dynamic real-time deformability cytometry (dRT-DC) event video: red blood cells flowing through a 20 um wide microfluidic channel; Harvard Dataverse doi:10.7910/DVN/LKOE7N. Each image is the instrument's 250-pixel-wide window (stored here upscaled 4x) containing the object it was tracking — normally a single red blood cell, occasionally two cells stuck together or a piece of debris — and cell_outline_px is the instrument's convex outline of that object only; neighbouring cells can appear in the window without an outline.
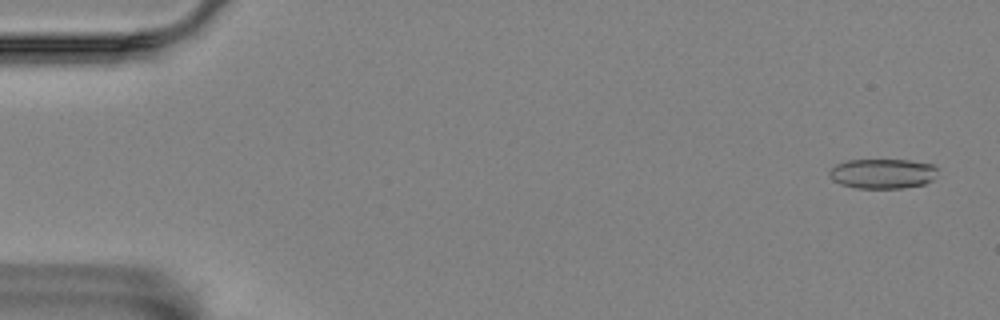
{"species": "Egyptian fruit bat (a non-hibernating species)", "species_latin": "Rousettus aegyptiacus", "temperature_condition": "room temperature", "stored_images_in_passage": 5, "camera_frame_rate_fps": 3000, "um_per_image_px": 0.085, "animal": {"sex": "female"}, "frame": {"image": 1, "passage_image": 1, "time_ms": 0.0, "image_size_px": [1000, 320], "cell_outline_px": [[936, 168], [932, 180], [924, 184], [900, 188], [856, 188], [840, 184], [832, 180], [828, 176], [828, 172], [836, 164], [844, 160], [908, 160], [932, 164]], "centroid_in_image_um": [74.95, 14.75], "position_along_channel_um": 10.1, "area_um2": 18.79}}
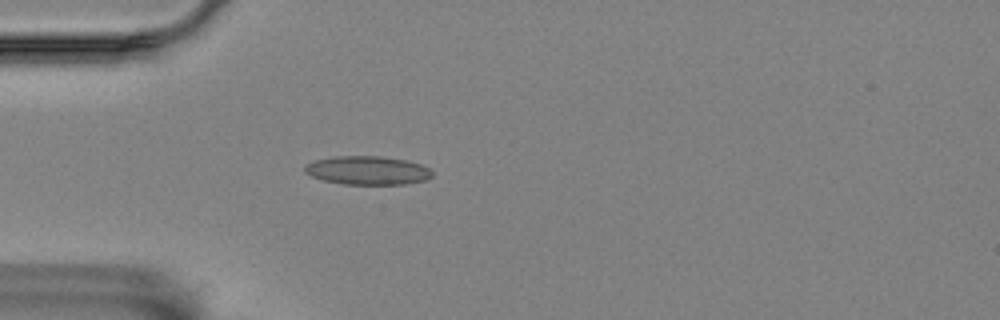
{"frame": {"image": 2, "passage_image": 5, "time_ms": 1.333, "image_size_px": [1000, 320], "cell_outline_px": [[432, 176], [424, 180], [404, 184], [344, 184], [324, 180], [312, 176], [304, 172], [304, 168], [308, 164], [316, 160], [336, 156], [380, 156], [404, 160], [420, 164], [428, 168], [432, 172]], "centroid_in_image_um": [31.23, 14.48], "position_along_channel_um": 53.8, "area_um2": 20.92}}